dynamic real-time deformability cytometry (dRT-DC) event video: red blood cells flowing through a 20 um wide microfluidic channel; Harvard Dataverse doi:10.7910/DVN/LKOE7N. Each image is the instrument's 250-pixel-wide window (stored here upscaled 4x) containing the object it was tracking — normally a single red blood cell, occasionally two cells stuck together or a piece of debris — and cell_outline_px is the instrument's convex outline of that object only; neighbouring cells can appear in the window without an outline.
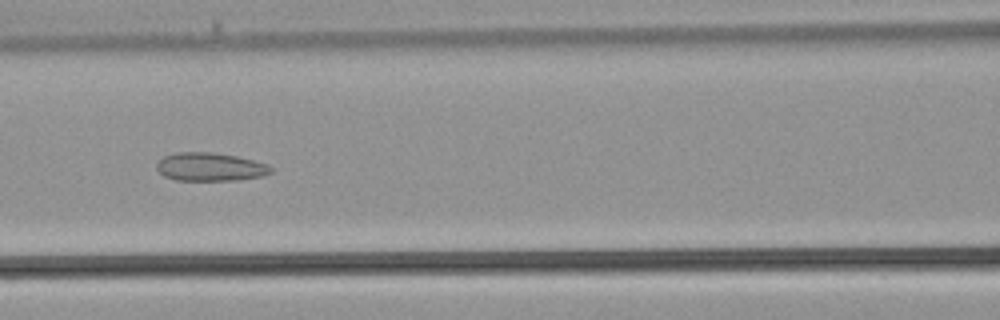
{"species": "common noctule bat (a hibernating species)", "species_latin": "Nyctalus noctula", "temperature_condition": "warm", "stored_images_in_passage": 37, "camera_frame_rate_fps": 3000, "um_per_image_px": 0.085, "animal": {"sex": "male", "body_mass_g": 21.5, "forearm_length_mm": 52.0}, "frame": {"image": 1, "passage_image": 16, "time_ms": 5.0, "image_size_px": [1000, 320], "cell_outline_px": [[272, 172], [264, 176], [236, 180], [176, 180], [164, 176], [156, 168], [156, 164], [164, 156], [176, 152], [212, 152], [236, 156], [268, 164], [272, 168]], "centroid_in_image_um": [17.87, 14.18], "position_along_channel_um": 148.7, "area_um2": 18.84}}
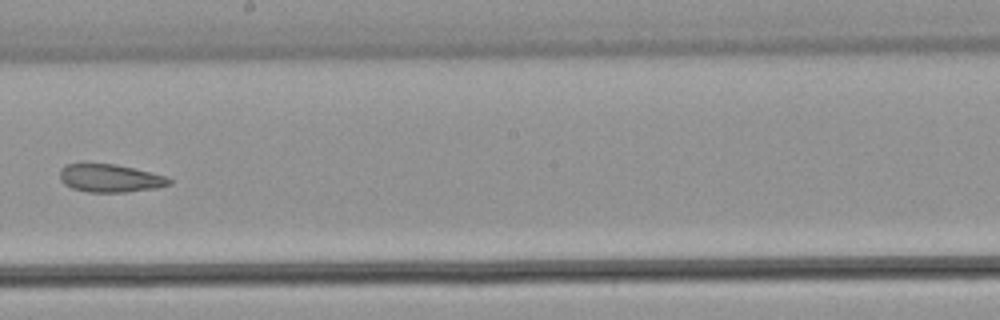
{"frame": {"image": 2, "passage_image": 21, "time_ms": 6.667, "image_size_px": [1000, 320], "cell_outline_px": [[172, 184], [160, 188], [128, 192], [88, 192], [72, 188], [64, 184], [60, 180], [60, 168], [64, 164], [116, 164], [168, 176], [172, 180]], "centroid_in_image_um": [9.4, 15.15], "position_along_channel_um": 238.8, "area_um2": 18.09}}
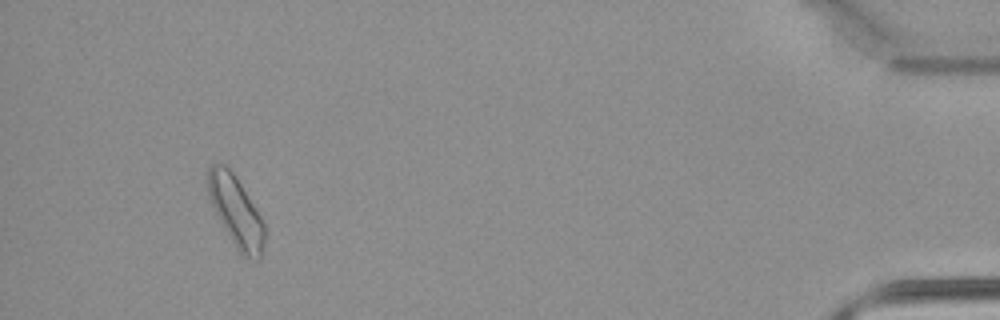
{"frame": {"image": 3, "passage_image": 35, "time_ms": 11.333, "image_size_px": [1000, 320], "cell_outline_px": [[264, 240], [260, 260], [256, 260], [240, 256], [224, 228], [208, 196], [208, 168], [212, 164], [224, 164], [232, 172], [240, 184], [260, 216], [264, 224]], "centroid_in_image_um": [20.05, 18.02], "position_along_channel_um": 415.1, "area_um2": 22.77}}